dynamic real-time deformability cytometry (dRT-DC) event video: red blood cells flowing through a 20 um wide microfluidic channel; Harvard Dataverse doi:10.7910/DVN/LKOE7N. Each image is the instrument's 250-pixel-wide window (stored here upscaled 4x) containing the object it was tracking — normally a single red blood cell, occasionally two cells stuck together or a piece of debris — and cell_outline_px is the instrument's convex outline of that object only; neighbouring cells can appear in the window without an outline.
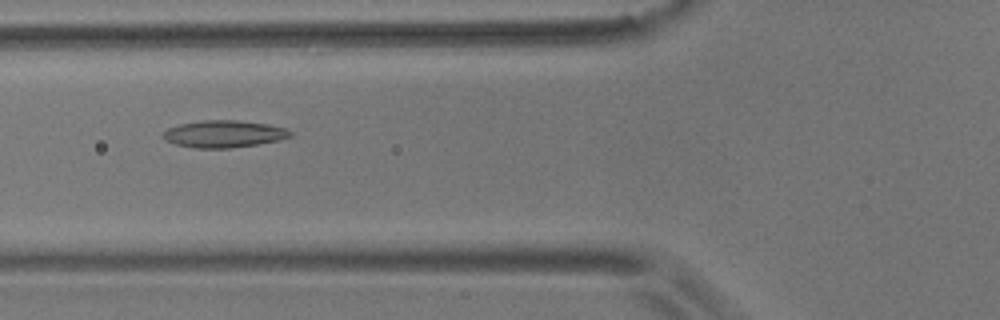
{"species": "common noctule bat (a hibernating species)", "species_latin": "Nyctalus noctula", "temperature_condition": "room temperature", "stored_images_in_passage": 55, "camera_frame_rate_fps": 3000, "um_per_image_px": 0.085, "animal": {"sex": "male", "body_mass_g": 17.9}, "frame": {"image": 1, "passage_image": 20, "time_ms": 6.333, "image_size_px": [1000, 320], "cell_outline_px": [[292, 136], [280, 140], [256, 144], [228, 148], [196, 148], [176, 144], [164, 140], [160, 136], [168, 128], [180, 124], [204, 120], [236, 120], [268, 124], [288, 128], [292, 132]], "centroid_in_image_um": [19.04, 11.38], "position_along_channel_um": 106.8, "area_um2": 20.11}}
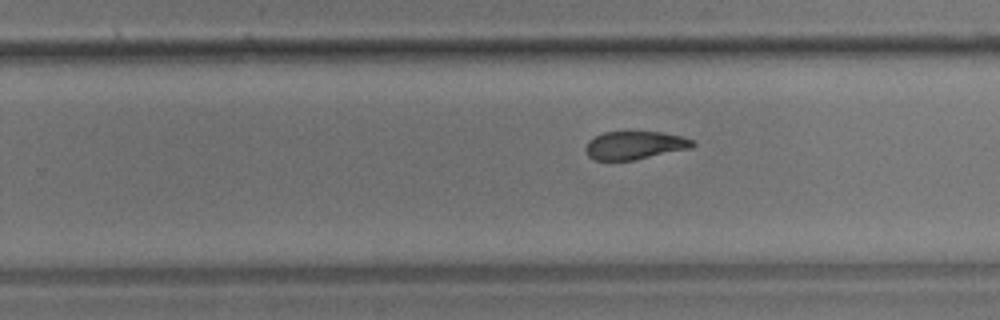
{"frame": {"image": 2, "passage_image": 34, "time_ms": 11.0, "image_size_px": [1000, 320], "cell_outline_px": [[696, 144], [692, 148], [632, 160], [596, 160], [588, 156], [584, 148], [588, 140], [604, 132], [660, 132], [684, 136], [692, 140]], "centroid_in_image_um": [53.96, 12.34], "position_along_channel_um": 275.8, "area_um2": 17.51}}
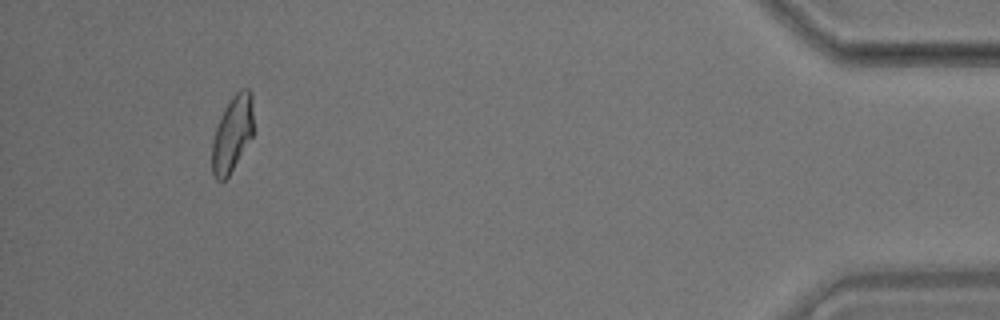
{"frame": {"image": 3, "passage_image": 51, "time_ms": 16.667, "image_size_px": [1000, 320], "cell_outline_px": [[252, 136], [228, 176], [224, 180], [216, 180], [212, 172], [212, 140], [220, 116], [224, 108], [232, 96], [240, 88], [248, 88], [252, 92]], "centroid_in_image_um": [19.73, 11.34], "position_along_channel_um": 415.5, "area_um2": 18.15}, "authors_computed_cell_mechanics": {"area_um2": 19.1318, "velocity_mm_per_s": 3.6268, "shape_relaxation_time_tau1_ms": 8.2902, "shape_relaxation_time_tau2_ms": 2.53, "deformation_change_tau1": 0.2022, "deformation_change_tau2": 0.09}}